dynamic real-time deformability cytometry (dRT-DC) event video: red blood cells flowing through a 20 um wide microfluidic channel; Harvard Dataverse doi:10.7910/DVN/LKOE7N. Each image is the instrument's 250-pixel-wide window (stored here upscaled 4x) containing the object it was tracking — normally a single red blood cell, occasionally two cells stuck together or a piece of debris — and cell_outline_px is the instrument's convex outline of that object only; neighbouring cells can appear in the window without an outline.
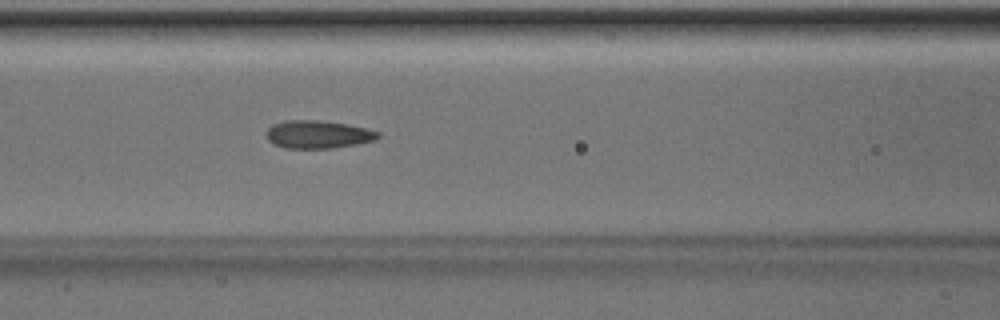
{"species": "Egyptian fruit bat (a non-hibernating species)", "species_latin": "Rousettus aegyptiacus", "temperature_condition": "room temperature", "stored_images_in_passage": 51, "camera_frame_rate_fps": 3000, "um_per_image_px": 0.085, "animal": {"sex": "male"}, "frame": {"image": 1, "passage_image": 22, "time_ms": 7.0, "image_size_px": [1000, 320], "cell_outline_px": [[380, 136], [376, 140], [356, 144], [332, 148], [284, 148], [272, 144], [264, 136], [264, 132], [272, 124], [284, 120], [320, 120], [348, 124], [380, 132]], "centroid_in_image_um": [26.97, 11.42], "position_along_channel_um": 139.6, "area_um2": 18.44}}
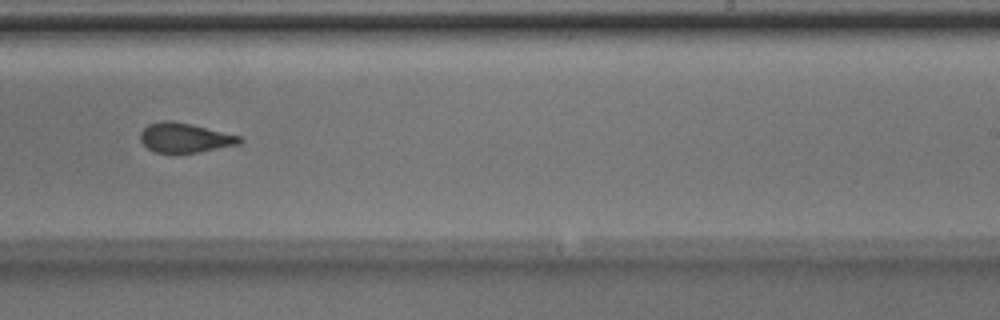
{"frame": {"image": 2, "passage_image": 32, "time_ms": 10.333, "image_size_px": [1000, 320], "cell_outline_px": [[244, 140], [240, 144], [200, 152], [176, 156], [172, 156], [156, 152], [148, 148], [140, 140], [140, 132], [148, 124], [164, 120], [172, 120], [192, 124], [240, 136]], "centroid_in_image_um": [15.69, 11.75], "position_along_channel_um": 273.3, "area_um2": 17.74}}
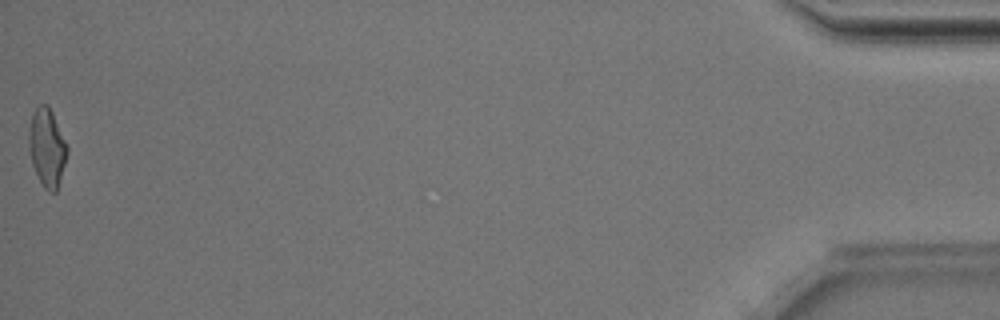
{"frame": {"image": 3, "passage_image": 51, "time_ms": 16.667, "image_size_px": [1000, 320], "cell_outline_px": [[68, 152], [56, 192], [48, 192], [44, 188], [32, 164], [28, 148], [28, 128], [32, 116], [36, 108], [40, 104], [48, 104], [52, 112], [68, 148]], "centroid_in_image_um": [3.98, 12.54], "position_along_channel_um": 431.2, "area_um2": 17.28}, "authors_computed_cell_mechanics": {"area_um2": 18.0914, "velocity_mm_per_s": 4.0256, "shape_relaxation_time_tau1_ms": 9.0135, "shape_relaxation_time_tau2_ms": 1.3097, "deformation_change_tau1": 0.197, "deformation_change_tau2": 0.0673}}